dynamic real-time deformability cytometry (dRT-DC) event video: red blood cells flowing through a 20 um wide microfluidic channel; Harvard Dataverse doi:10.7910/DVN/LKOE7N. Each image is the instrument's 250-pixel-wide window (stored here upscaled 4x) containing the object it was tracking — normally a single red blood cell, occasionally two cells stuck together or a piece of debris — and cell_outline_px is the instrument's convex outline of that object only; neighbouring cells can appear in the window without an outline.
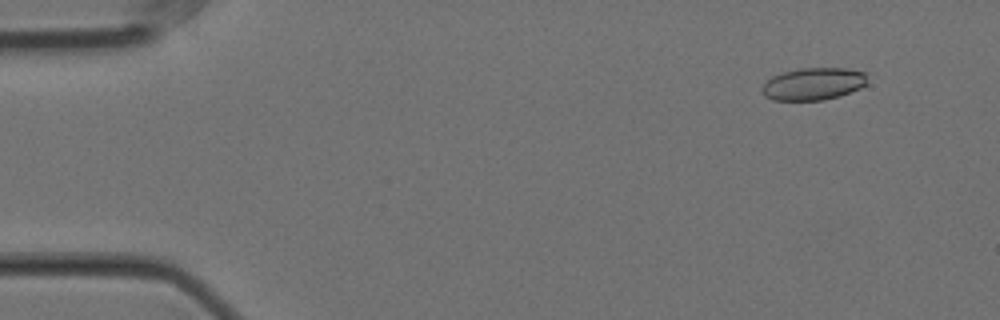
{"species": "Egyptian fruit bat (a non-hibernating species)", "species_latin": "Rousettus aegyptiacus", "temperature_condition": "cold", "stored_images_in_passage": 57, "camera_frame_rate_fps": 3000, "um_per_image_px": 0.085, "animal": {"sex": "female"}, "frame": {"image": 1, "passage_image": 5, "time_ms": 1.333, "image_size_px": [1000, 320], "cell_outline_px": [[864, 84], [860, 88], [840, 96], [824, 100], [772, 100], [764, 96], [760, 88], [772, 76], [780, 72], [800, 68], [848, 68], [864, 72]], "centroid_in_image_um": [69.07, 7.13], "position_along_channel_um": 15.9, "area_um2": 19.83}}
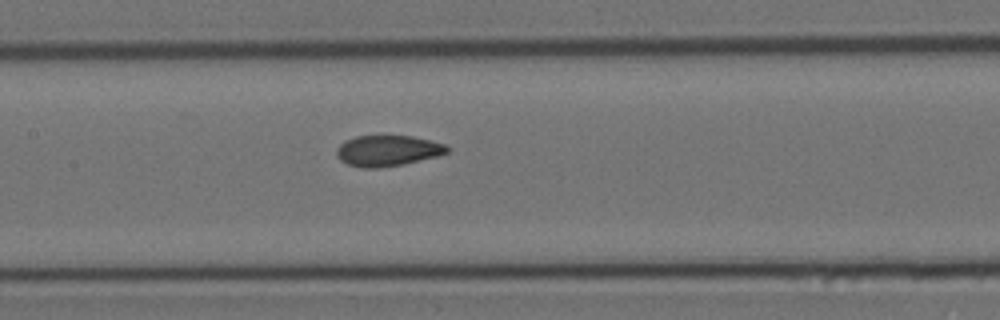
{"frame": {"image": 2, "passage_image": 27, "time_ms": 8.667, "image_size_px": [1000, 320], "cell_outline_px": [[452, 148], [448, 152], [436, 156], [404, 164], [380, 168], [360, 168], [348, 164], [340, 160], [336, 156], [336, 148], [340, 144], [356, 136], [412, 136], [444, 144]], "centroid_in_image_um": [32.93, 12.82], "position_along_channel_um": 174.5, "area_um2": 19.83}}
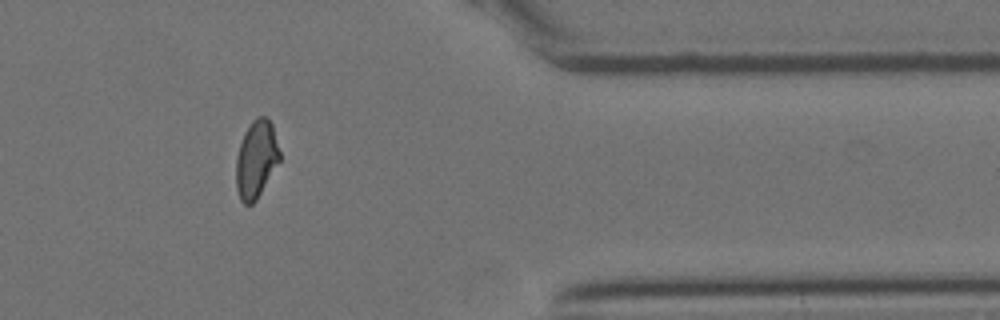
{"frame": {"image": 3, "passage_image": 47, "time_ms": 15.333, "image_size_px": [1000, 320], "cell_outline_px": [[280, 160], [256, 200], [252, 204], [244, 204], [240, 200], [236, 188], [236, 156], [244, 132], [252, 120], [256, 116], [264, 116], [272, 124], [280, 152]], "centroid_in_image_um": [21.76, 13.53], "position_along_channel_um": 389.6, "area_um2": 19.65}, "authors_computed_cell_mechanics": {"area_um2": 20.1722, "velocity_mm_per_s": 3.5445, "shape_relaxation_time_tau1_ms": null, "shape_relaxation_time_tau2_ms": 1.536, "deformation_change_tau1": null, "deformation_change_tau2": 0.0631}}